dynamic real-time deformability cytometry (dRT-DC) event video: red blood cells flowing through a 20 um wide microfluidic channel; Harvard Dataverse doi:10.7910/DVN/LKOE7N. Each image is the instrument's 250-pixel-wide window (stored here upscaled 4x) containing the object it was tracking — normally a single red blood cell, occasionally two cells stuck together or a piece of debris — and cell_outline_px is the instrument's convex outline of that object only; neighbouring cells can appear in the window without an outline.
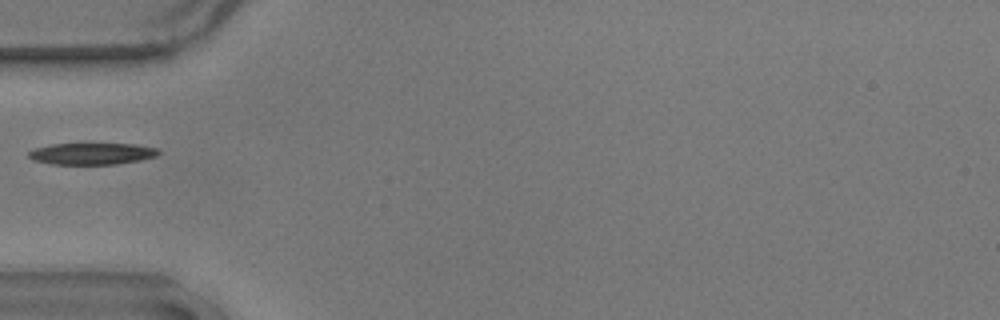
{"species": "common noctule bat (a hibernating species)", "species_latin": "Nyctalus noctula", "temperature_condition": "warm", "stored_images_in_passage": 37, "camera_frame_rate_fps": 3000, "um_per_image_px": 0.085, "animal": {"sex": "male", "body_mass_g": 17.9}, "frame": {"image": 1, "passage_image": 1, "time_ms": 0.0, "image_size_px": [1000, 320], "cell_outline_px": [[160, 152], [156, 156], [140, 160], [116, 164], [52, 164], [32, 160], [28, 156], [28, 152], [36, 148], [52, 144], [136, 144], [156, 148]], "centroid_in_image_um": [7.8, 13.06], "position_along_channel_um": 77.2, "area_um2": 16.24}}